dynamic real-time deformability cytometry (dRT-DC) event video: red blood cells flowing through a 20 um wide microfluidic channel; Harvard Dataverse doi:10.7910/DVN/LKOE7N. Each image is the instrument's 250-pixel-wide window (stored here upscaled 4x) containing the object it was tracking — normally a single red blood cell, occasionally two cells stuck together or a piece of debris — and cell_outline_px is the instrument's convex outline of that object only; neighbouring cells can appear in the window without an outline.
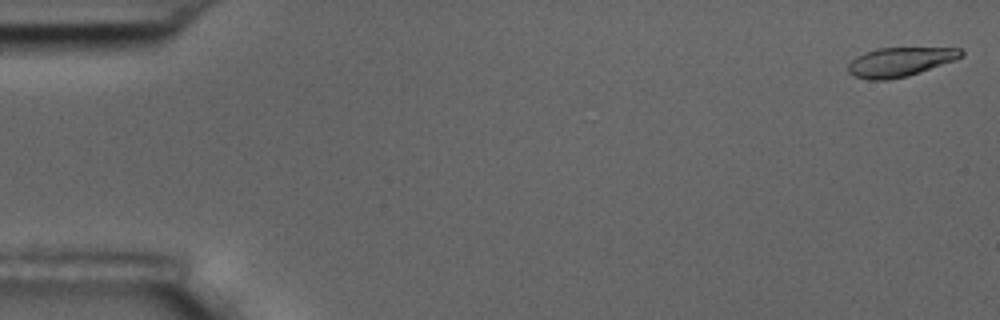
{"species": "common noctule bat (a hibernating species)", "species_latin": "Nyctalus noctula", "temperature_condition": "room temperature", "stored_images_in_passage": 11, "camera_frame_rate_fps": 3000, "um_per_image_px": 0.085, "animal": {"sex": "male", "body_mass_g": 17.5, "forearm_length_mm": 52.3}, "frame": {"image": 1, "passage_image": 1, "time_ms": 0.0, "image_size_px": [1000, 320], "cell_outline_px": [[964, 56], [956, 60], [908, 76], [888, 80], [868, 80], [852, 76], [848, 72], [848, 64], [856, 56], [864, 52], [876, 48], [960, 48], [964, 52]], "centroid_in_image_um": [76.49, 5.27], "position_along_channel_um": 8.5, "area_um2": 19.42}}
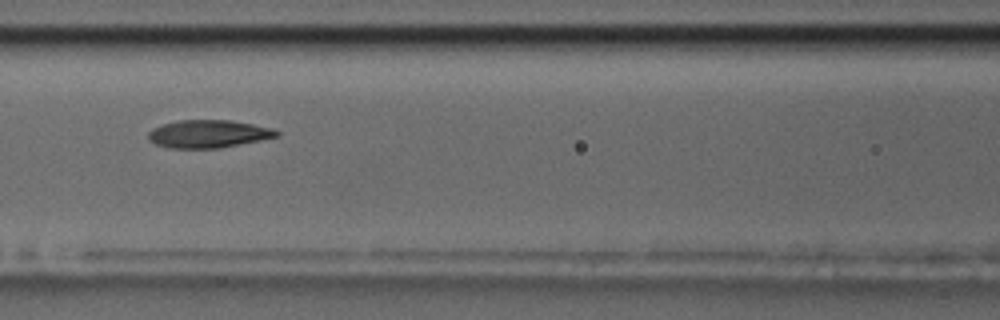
{"frame": {"image": 2, "passage_image": 7, "time_ms": 8.0, "image_size_px": [1000, 320], "cell_outline_px": [[280, 136], [220, 148], [172, 148], [156, 144], [148, 140], [148, 132], [152, 128], [176, 120], [228, 120], [252, 124], [268, 128], [280, 132]], "centroid_in_image_um": [17.67, 11.38], "position_along_channel_um": 148.9, "area_um2": 20.63}}
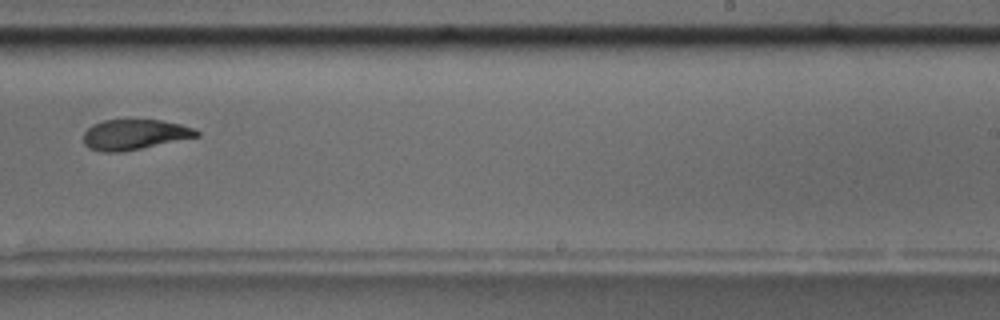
{"frame": {"image": 3, "passage_image": 10, "time_ms": 11.667, "image_size_px": [1000, 320], "cell_outline_px": [[200, 136], [120, 152], [104, 152], [88, 148], [84, 144], [84, 132], [92, 124], [104, 120], [160, 120], [180, 124], [196, 128], [200, 132]], "centroid_in_image_um": [11.44, 11.43], "position_along_channel_um": 277.6, "area_um2": 19.88}}